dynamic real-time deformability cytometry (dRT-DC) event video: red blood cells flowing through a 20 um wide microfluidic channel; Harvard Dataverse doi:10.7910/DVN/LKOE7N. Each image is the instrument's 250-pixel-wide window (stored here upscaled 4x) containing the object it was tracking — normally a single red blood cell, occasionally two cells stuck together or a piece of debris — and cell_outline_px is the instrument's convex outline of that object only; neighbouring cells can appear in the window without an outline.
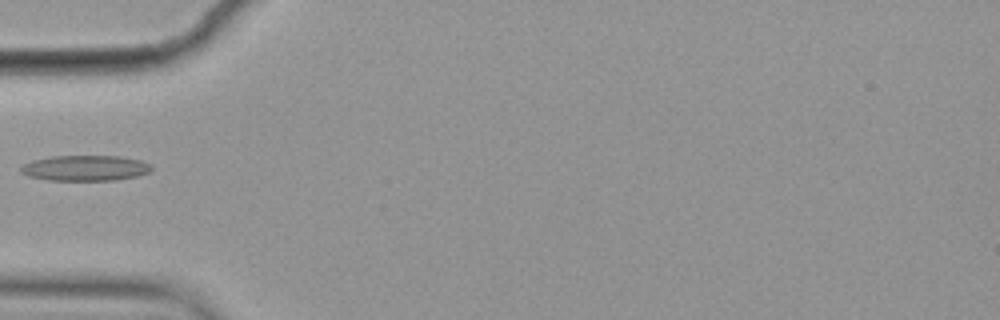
{"species": "common noctule bat (a hibernating species)", "species_latin": "Nyctalus noctula", "temperature_condition": "cold", "stored_images_in_passage": 2, "camera_frame_rate_fps": 3000, "um_per_image_px": 0.085, "animal": {"sex": "female", "body_mass_g": 19.9}, "frame": {"image": 1, "passage_image": 1, "time_ms": 0.0, "image_size_px": [1000, 320], "cell_outline_px": [[152, 168], [148, 172], [136, 176], [116, 180], [48, 180], [28, 176], [20, 172], [20, 168], [24, 164], [32, 160], [52, 156], [120, 156], [140, 160], [152, 164]], "centroid_in_image_um": [7.24, 14.28], "position_along_channel_um": 77.8, "area_um2": 19.42}}
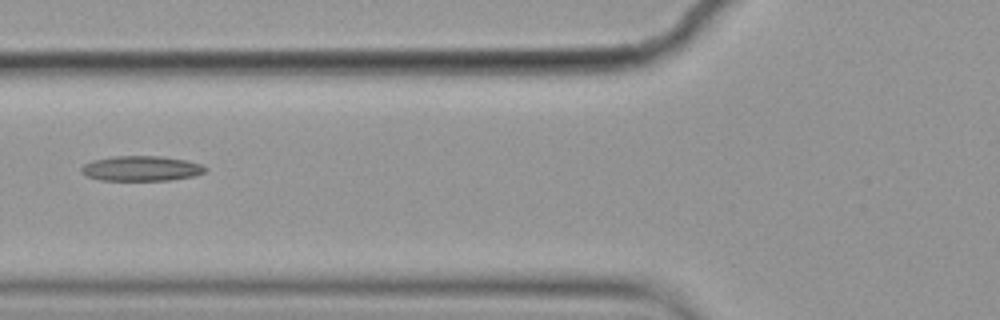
{"frame": {"image": 2, "passage_image": 2, "time_ms": 0.333, "image_size_px": [1000, 320], "cell_outline_px": [[208, 168], [204, 172], [192, 176], [168, 180], [100, 180], [88, 176], [80, 172], [80, 168], [84, 164], [92, 160], [116, 156], [160, 156], [184, 160], [200, 164]], "centroid_in_image_um": [11.97, 14.32], "position_along_channel_um": 113.8, "area_um2": 17.92}}